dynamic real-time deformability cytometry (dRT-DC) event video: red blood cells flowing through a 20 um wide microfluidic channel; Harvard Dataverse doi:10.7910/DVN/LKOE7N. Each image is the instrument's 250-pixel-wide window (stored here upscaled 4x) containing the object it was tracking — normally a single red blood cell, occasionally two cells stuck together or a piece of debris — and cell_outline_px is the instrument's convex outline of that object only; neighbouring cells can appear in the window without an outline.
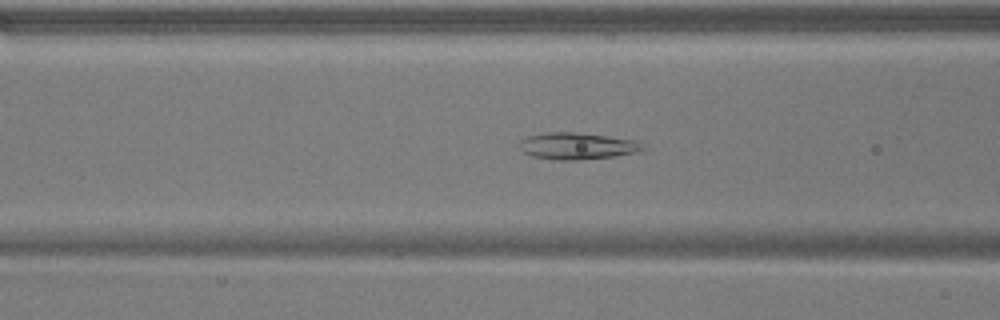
{"species": "common noctule bat (a hibernating species)", "species_latin": "Nyctalus noctula", "temperature_condition": "warm", "stored_images_in_passage": 53, "camera_frame_rate_fps": 3000, "um_per_image_px": 0.085, "animal": {"sex": "male", "body_mass_g": 17.9}, "frame": {"image": 1, "passage_image": 21, "time_ms": 6.667, "image_size_px": [1000, 320], "cell_outline_px": [[648, 148], [636, 152], [616, 156], [580, 160], [556, 160], [532, 156], [524, 152], [520, 148], [520, 140], [528, 136], [544, 132], [576, 132], [640, 140]], "centroid_in_image_um": [49.12, 12.4], "position_along_channel_um": 117.5, "area_um2": 19.54}}
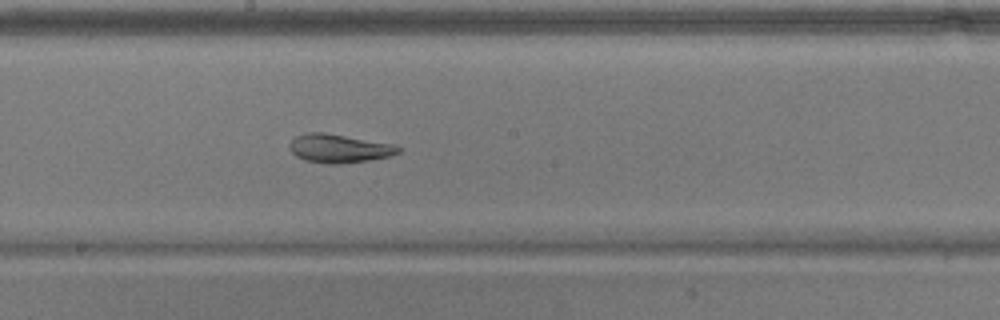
{"frame": {"image": 2, "passage_image": 29, "time_ms": 9.333, "image_size_px": [1000, 320], "cell_outline_px": [[404, 148], [400, 152], [388, 156], [368, 160], [340, 164], [328, 164], [304, 160], [296, 156], [288, 148], [288, 144], [296, 136], [304, 132], [324, 132], [396, 144]], "centroid_in_image_um": [28.82, 12.6], "position_along_channel_um": 219.4, "area_um2": 18.38}}
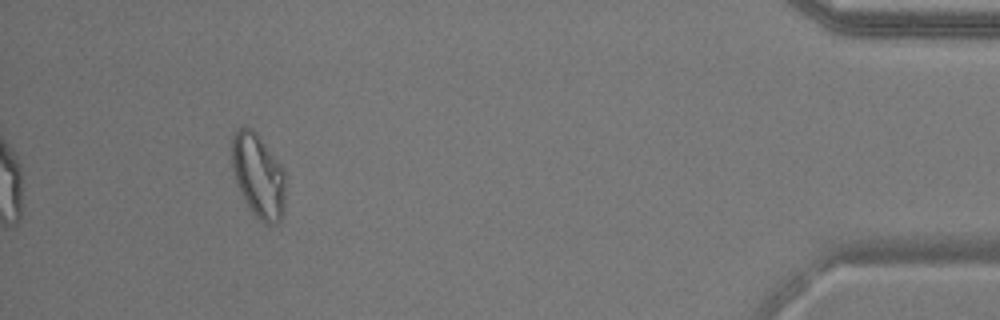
{"frame": {"image": 3, "passage_image": 49, "time_ms": 16.0, "image_size_px": [1000, 320], "cell_outline_px": [[284, 212], [280, 220], [276, 224], [264, 224], [252, 212], [244, 200], [236, 184], [232, 168], [232, 136], [236, 128], [244, 124], [252, 128], [256, 132], [284, 168]], "centroid_in_image_um": [21.94, 14.91], "position_along_channel_um": 413.3, "area_um2": 26.59}, "authors_computed_cell_mechanics": {"area_um2": 23.3512, "velocity_mm_per_s": 3.8173, "shape_relaxation_time_tau1_ms": null, "shape_relaxation_time_tau2_ms": 2.7907, "deformation_change_tau1": null, "deformation_change_tau2": 0.0579}}